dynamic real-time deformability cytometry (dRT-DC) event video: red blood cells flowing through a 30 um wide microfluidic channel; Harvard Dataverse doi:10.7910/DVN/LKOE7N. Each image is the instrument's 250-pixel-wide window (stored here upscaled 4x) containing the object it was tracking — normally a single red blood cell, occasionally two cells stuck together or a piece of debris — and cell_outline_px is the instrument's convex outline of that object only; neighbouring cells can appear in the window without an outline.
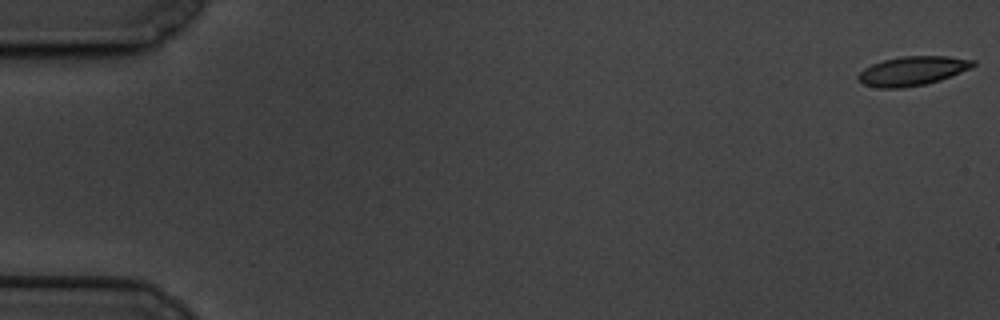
{"species": "common noctule bat (a hibernating species)", "species_latin": "Nyctalus noctula", "temperature_condition": "cold", "stored_images_in_passage": 18, "camera_frame_rate_fps": 3000, "um_per_image_px": 0.085, "animal": {"sex": "male", "body_mass_g": 19.5, "forearm_length_mm": 54.6}, "frame": {"image": 1, "passage_image": 1, "time_ms": 0.0, "image_size_px": [1000, 320], "cell_outline_px": [[976, 64], [960, 72], [940, 80], [924, 84], [904, 88], [876, 88], [864, 84], [856, 76], [864, 68], [872, 64], [884, 60], [904, 56], [948, 56], [976, 60]], "centroid_in_image_um": [77.54, 6.03], "position_along_channel_um": 7.5, "area_um2": 19.36}}
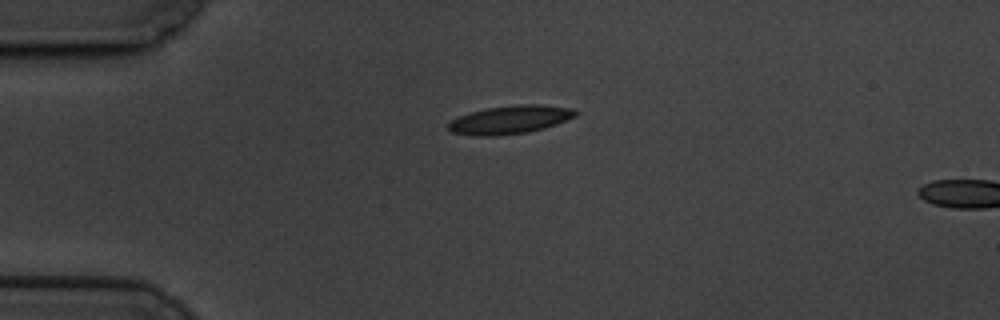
{"frame": {"image": 2, "passage_image": 15, "time_ms": 4.667, "image_size_px": [1000, 320], "cell_outline_px": [[580, 112], [576, 116], [556, 124], [544, 128], [528, 132], [496, 136], [476, 136], [452, 132], [448, 128], [448, 124], [452, 120], [460, 116], [472, 112], [488, 108], [516, 104], [536, 104], [572, 108]], "centroid_in_image_um": [43.39, 10.17], "position_along_channel_um": 41.6, "area_um2": 20.87}}